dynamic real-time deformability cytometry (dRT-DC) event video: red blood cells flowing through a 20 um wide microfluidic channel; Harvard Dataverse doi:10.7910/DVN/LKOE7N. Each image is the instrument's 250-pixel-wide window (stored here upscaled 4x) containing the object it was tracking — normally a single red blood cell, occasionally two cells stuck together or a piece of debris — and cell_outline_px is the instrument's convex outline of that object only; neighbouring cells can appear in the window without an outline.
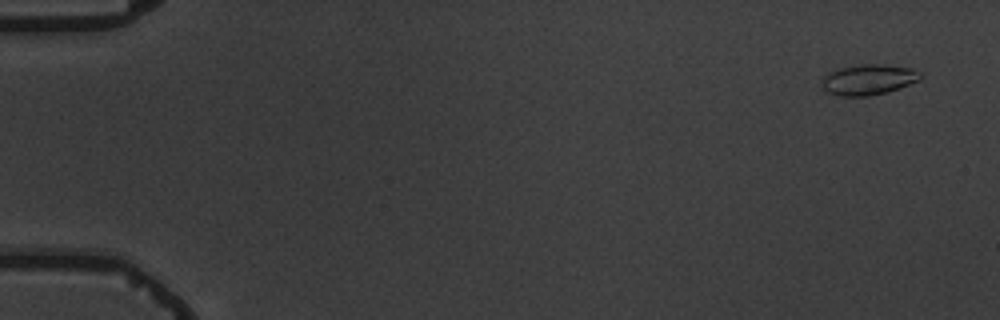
{"species": "common noctule bat (a hibernating species)", "species_latin": "Nyctalus noctula", "temperature_condition": "warm", "stored_images_in_passage": 6, "segment_of_instrument_passage": [1, 2], "camera_frame_rate_fps": 3000, "um_per_image_px": 0.085, "animal": {"sex": "male", "body_mass_g": 19.5, "forearm_length_mm": 54.6}, "frame": {"image": 1, "passage_image": 1, "time_ms": 0.0, "image_size_px": [1000, 320], "cell_outline_px": [[920, 80], [900, 88], [888, 92], [868, 96], [840, 96], [828, 92], [820, 84], [824, 76], [828, 72], [840, 68], [860, 64], [880, 64], [912, 68], [920, 72]], "centroid_in_image_um": [73.81, 6.77], "position_along_channel_um": 11.2, "area_um2": 17.57}}